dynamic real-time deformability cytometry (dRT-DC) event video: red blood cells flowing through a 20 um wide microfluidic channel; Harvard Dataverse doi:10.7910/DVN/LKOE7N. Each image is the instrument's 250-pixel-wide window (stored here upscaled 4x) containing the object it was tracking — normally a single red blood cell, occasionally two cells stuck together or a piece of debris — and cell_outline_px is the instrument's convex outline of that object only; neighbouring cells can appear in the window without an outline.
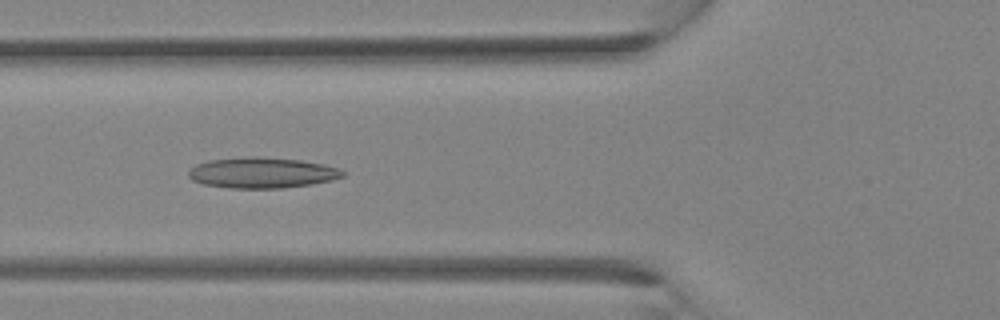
{"species": "Egyptian fruit bat (a non-hibernating species)", "species_latin": "Rousettus aegyptiacus", "temperature_condition": "room temperature", "stored_images_in_passage": 32, "camera_frame_rate_fps": 3000, "um_per_image_px": 0.085, "animal": {"sex": "female"}, "frame": {"image": 1, "passage_image": 11, "time_ms": 3.333, "image_size_px": [1000, 320], "cell_outline_px": [[344, 176], [332, 180], [312, 184], [284, 188], [232, 188], [204, 184], [192, 180], [188, 176], [188, 172], [196, 164], [208, 160], [244, 156], [260, 156], [300, 160], [324, 164], [336, 168], [344, 172]], "centroid_in_image_um": [22.25, 14.67], "position_along_channel_um": 103.5, "area_um2": 27.69}}
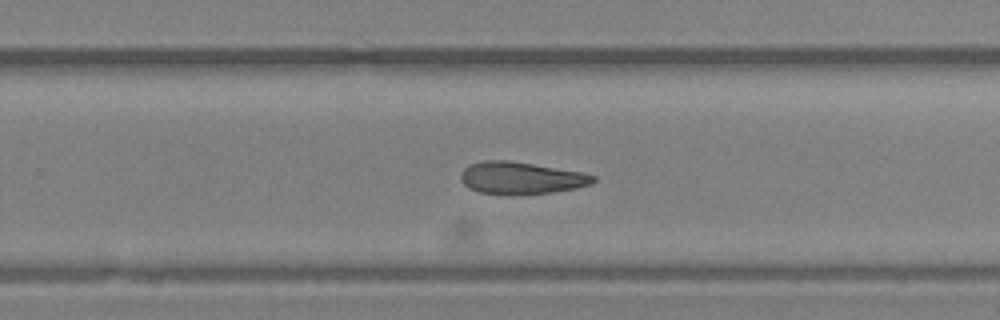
{"frame": {"image": 2, "passage_image": 20, "time_ms": 6.333, "image_size_px": [1000, 320], "cell_outline_px": [[596, 180], [592, 184], [576, 188], [552, 192], [480, 192], [468, 188], [460, 180], [460, 176], [464, 168], [468, 164], [484, 160], [508, 160], [584, 172], [596, 176]], "centroid_in_image_um": [44.31, 15.08], "position_along_channel_um": 285.5, "area_um2": 24.22}}
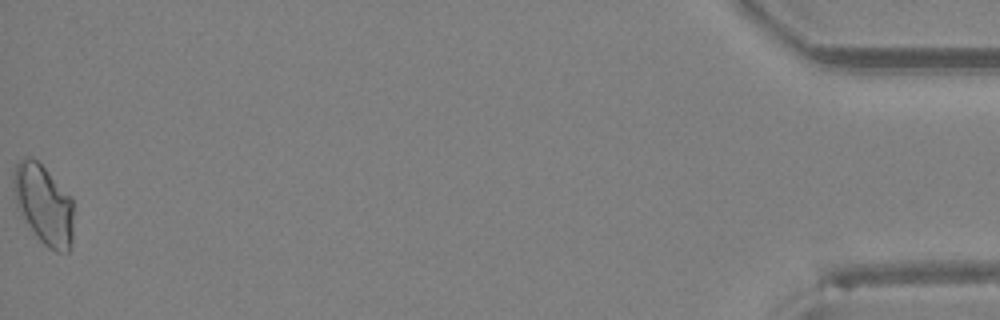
{"frame": {"image": 3, "passage_image": 32, "time_ms": 10.333, "image_size_px": [1000, 320], "cell_outline_px": [[72, 244], [68, 252], [56, 252], [48, 248], [36, 236], [16, 208], [12, 180], [12, 172], [16, 164], [20, 160], [28, 156], [32, 156], [72, 196]], "centroid_in_image_um": [3.69, 17.37], "position_along_channel_um": 431.5, "area_um2": 28.09}}